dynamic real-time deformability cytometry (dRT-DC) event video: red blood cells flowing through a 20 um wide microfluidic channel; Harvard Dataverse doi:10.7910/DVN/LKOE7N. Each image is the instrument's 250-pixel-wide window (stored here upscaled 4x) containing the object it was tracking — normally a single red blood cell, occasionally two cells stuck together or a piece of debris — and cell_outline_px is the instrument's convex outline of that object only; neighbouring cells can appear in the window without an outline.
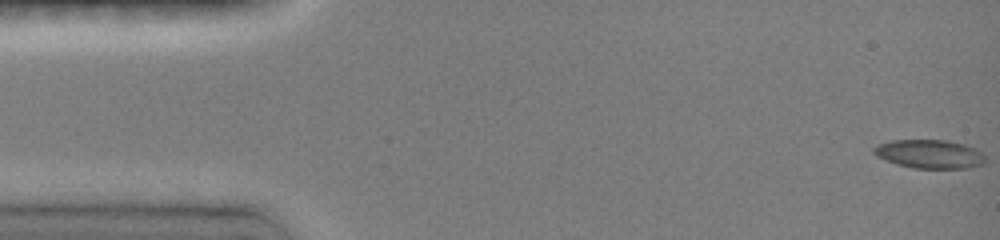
{"species": "common noctule bat (a hibernating species)", "species_latin": "Nyctalus noctula", "temperature_condition": "room temperature", "stored_images_in_passage": 16, "camera_frame_rate_fps": 3000, "um_per_image_px": 0.085, "animal": {"sex": "female", "body_mass_g": 19.0, "forearm_length_mm": 51.5}, "frame": {"image": 1, "passage_image": 1, "time_ms": 0.0, "image_size_px": [1000, 240], "cell_outline_px": [[984, 164], [968, 168], [912, 168], [896, 164], [876, 156], [872, 152], [872, 148], [880, 144], [892, 140], [944, 140], [960, 144], [972, 148], [980, 152], [984, 156]], "centroid_in_image_um": [78.96, 13.1], "position_along_channel_um": 6.0, "area_um2": 18.38}}
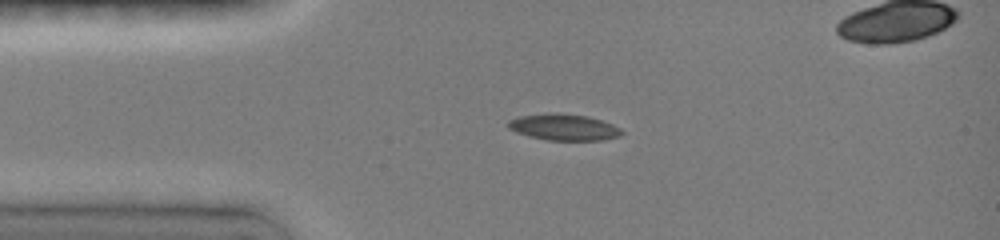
{"frame": {"image": 2, "passage_image": 8, "time_ms": 3.333, "image_size_px": [1000, 240], "cell_outline_px": [[624, 132], [620, 136], [604, 140], [548, 140], [528, 136], [516, 132], [508, 128], [508, 120], [520, 116], [548, 112], [584, 116], [600, 120], [612, 124], [620, 128]], "centroid_in_image_um": [47.91, 10.82], "position_along_channel_um": 37.1, "area_um2": 17.34}}